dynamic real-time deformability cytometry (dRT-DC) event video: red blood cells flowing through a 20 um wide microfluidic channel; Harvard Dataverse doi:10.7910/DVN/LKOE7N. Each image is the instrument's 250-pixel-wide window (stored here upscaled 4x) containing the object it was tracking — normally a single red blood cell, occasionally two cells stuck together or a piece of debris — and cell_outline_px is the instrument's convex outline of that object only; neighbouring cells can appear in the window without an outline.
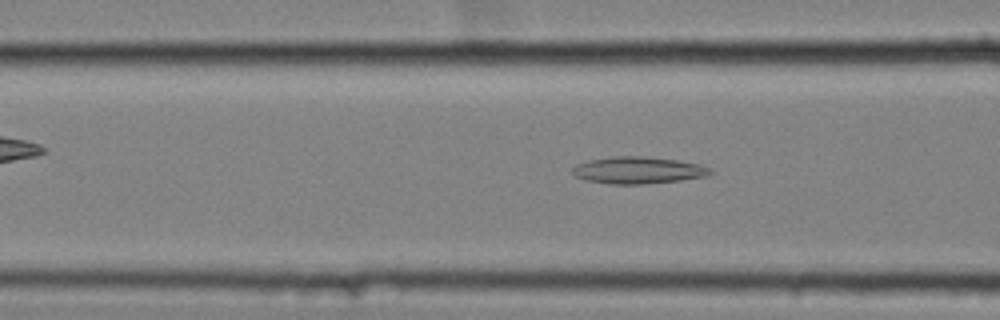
{"species": "common noctule bat (a hibernating species)", "species_latin": "Nyctalus noctula", "temperature_condition": "cold", "stored_images_in_passage": 58, "camera_frame_rate_fps": 3000, "um_per_image_px": 0.085, "animal": {"sex": "female", "body_mass_g": 25.1}, "frame": {"image": 1, "passage_image": 24, "time_ms": 7.667, "image_size_px": [1000, 320], "cell_outline_px": [[712, 172], [704, 176], [680, 180], [644, 184], [608, 184], [588, 180], [576, 176], [572, 172], [572, 168], [576, 164], [588, 160], [616, 156], [644, 156], [676, 160], [700, 164], [708, 168]], "centroid_in_image_um": [54.19, 14.46], "position_along_channel_um": 112.4, "area_um2": 21.39}}
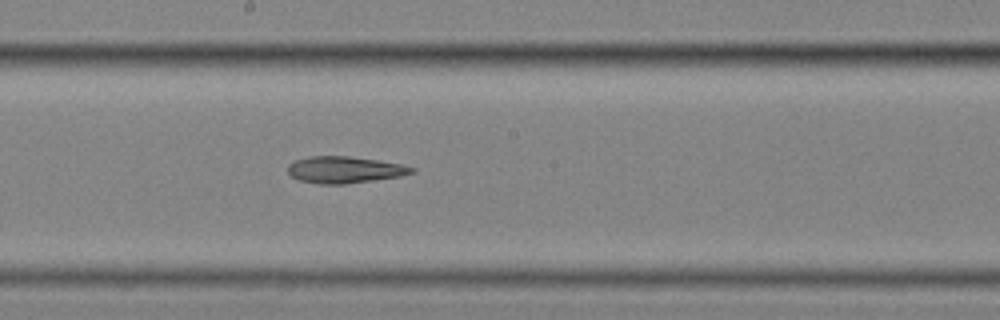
{"frame": {"image": 2, "passage_image": 33, "time_ms": 10.667, "image_size_px": [1000, 320], "cell_outline_px": [[416, 172], [400, 176], [344, 184], [320, 184], [300, 180], [292, 176], [288, 172], [288, 164], [296, 160], [308, 156], [348, 156], [376, 160], [400, 164], [416, 168]], "centroid_in_image_um": [29.29, 14.42], "position_along_channel_um": 218.9, "area_um2": 19.07}}
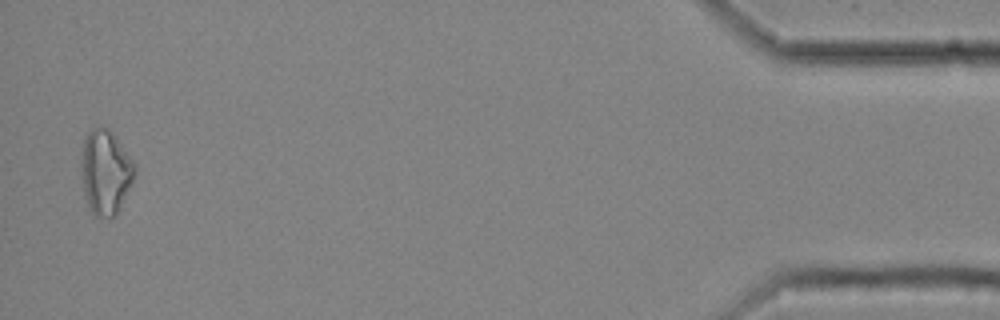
{"frame": {"image": 3, "passage_image": 57, "time_ms": 18.667, "image_size_px": [1000, 320], "cell_outline_px": [[136, 168], [132, 180], [120, 208], [116, 216], [96, 216], [88, 208], [84, 192], [80, 164], [84, 140], [88, 132], [92, 128], [100, 124], [108, 128], [116, 136], [136, 164]], "centroid_in_image_um": [8.96, 14.58], "position_along_channel_um": 426.2, "area_um2": 26.41}}